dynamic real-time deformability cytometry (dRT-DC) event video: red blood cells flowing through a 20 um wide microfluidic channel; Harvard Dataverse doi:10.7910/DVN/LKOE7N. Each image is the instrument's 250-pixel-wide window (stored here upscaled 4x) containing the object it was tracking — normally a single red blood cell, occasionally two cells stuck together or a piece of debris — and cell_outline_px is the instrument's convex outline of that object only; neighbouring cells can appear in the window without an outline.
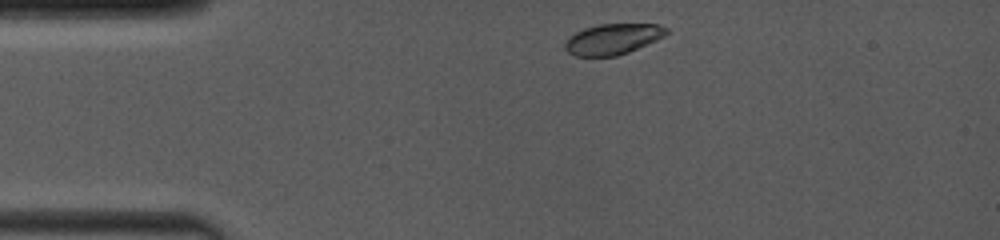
{"species": "common noctule bat (a hibernating species)", "species_latin": "Nyctalus noctula", "temperature_condition": "room temperature", "stored_images_in_passage": 5, "camera_frame_rate_fps": 4000, "um_per_image_px": 0.085, "animal": {"sex": "female", "body_mass_g": 19.0, "forearm_length_mm": 53.3}, "frame": {"image": 1, "passage_image": 1, "time_ms": 0.0, "image_size_px": [1000, 240], "cell_outline_px": [[672, 32], [656, 40], [628, 52], [616, 56], [576, 56], [568, 52], [564, 48], [564, 44], [568, 36], [584, 28], [600, 24], [656, 24], [668, 28]], "centroid_in_image_um": [52.09, 3.31], "position_along_channel_um": 32.9, "area_um2": 18.21}}
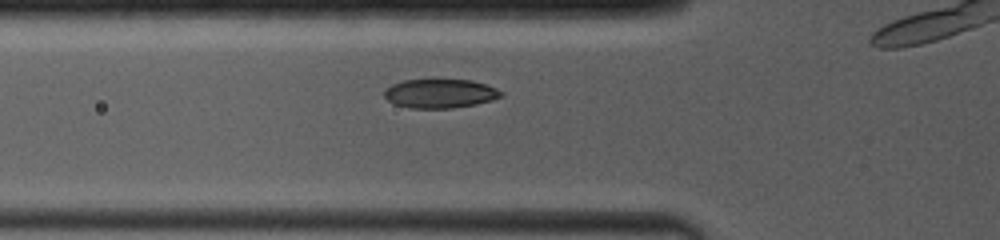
{"frame": {"image": 2, "passage_image": 4, "time_ms": 2.5, "image_size_px": [1000, 240], "cell_outline_px": [[504, 96], [492, 100], [476, 104], [452, 108], [412, 108], [396, 104], [388, 100], [384, 96], [384, 92], [392, 84], [404, 80], [432, 76], [472, 80], [496, 88], [504, 92]], "centroid_in_image_um": [37.43, 7.89], "position_along_channel_um": 88.4, "area_um2": 20.58}}